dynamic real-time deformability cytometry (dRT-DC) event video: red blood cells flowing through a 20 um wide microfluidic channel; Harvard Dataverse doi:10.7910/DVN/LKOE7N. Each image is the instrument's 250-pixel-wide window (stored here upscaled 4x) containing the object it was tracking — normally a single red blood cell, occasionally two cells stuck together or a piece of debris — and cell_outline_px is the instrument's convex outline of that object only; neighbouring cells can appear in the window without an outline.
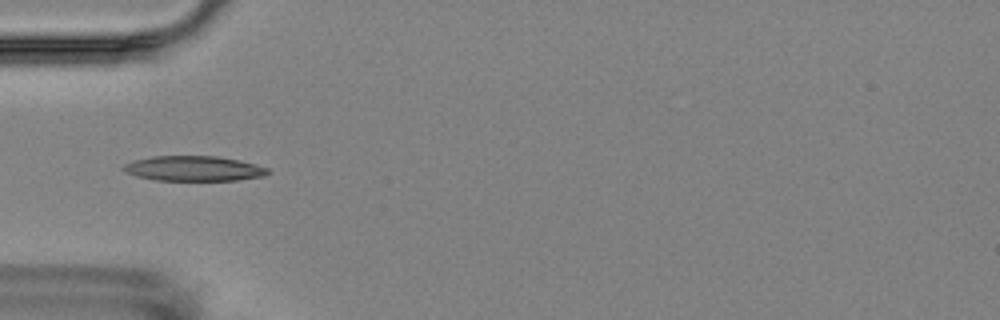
{"species": "Egyptian fruit bat (a non-hibernating species)", "species_latin": "Rousettus aegyptiacus", "temperature_condition": "room temperature", "stored_images_in_passage": 17, "camera_frame_rate_fps": 3000, "um_per_image_px": 0.085, "animal": {"sex": "female"}, "frame": {"image": 1, "passage_image": 6, "time_ms": 5.667, "image_size_px": [1000, 320], "cell_outline_px": [[272, 172], [264, 176], [236, 180], [156, 180], [136, 176], [124, 172], [120, 168], [124, 164], [132, 160], [152, 156], [216, 156], [240, 160], [256, 164], [268, 168]], "centroid_in_image_um": [16.45, 14.32], "position_along_channel_um": 68.5, "area_um2": 21.27}}
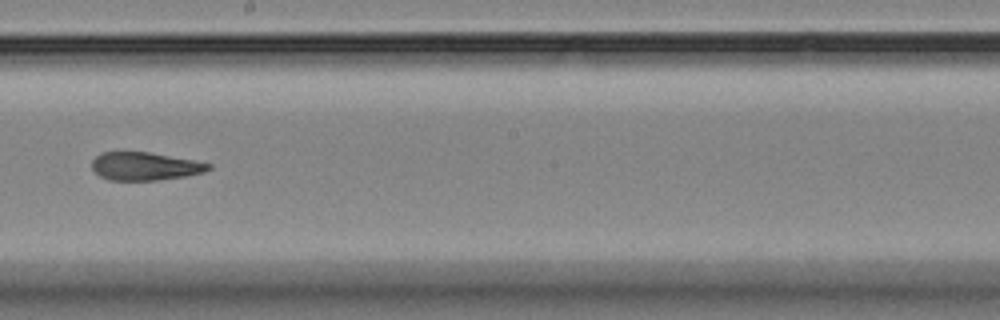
{"frame": {"image": 2, "passage_image": 10, "time_ms": 10.333, "image_size_px": [1000, 320], "cell_outline_px": [[212, 168], [204, 172], [184, 176], [160, 180], [108, 180], [100, 176], [92, 168], [92, 160], [100, 152], [148, 152], [192, 160], [212, 164]], "centroid_in_image_um": [12.3, 14.13], "position_along_channel_um": 235.9, "area_um2": 18.96}}
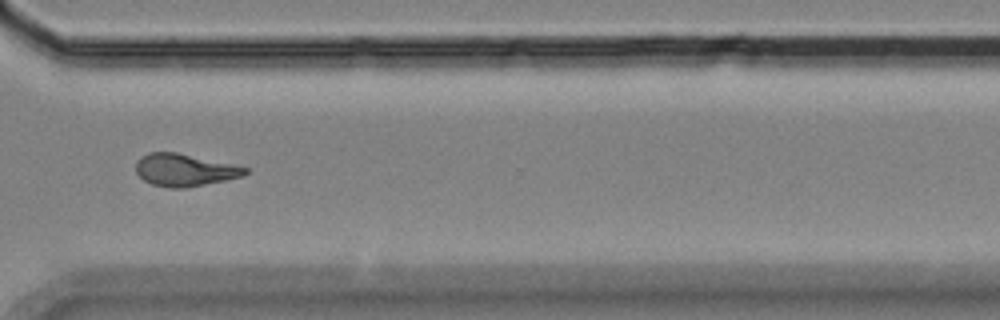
{"frame": {"image": 3, "passage_image": 13, "time_ms": 13.667, "image_size_px": [1000, 320], "cell_outline_px": [[248, 172], [244, 176], [188, 188], [168, 188], [152, 184], [144, 180], [136, 172], [136, 160], [148, 152], [176, 152], [232, 164], [248, 168]], "centroid_in_image_um": [15.68, 14.46], "position_along_channel_um": 354.9, "area_um2": 20.63}, "authors_computed_cell_mechanics": {"area_um2": 20.5768, "velocity_mm_per_s": 3.5779, "shape_relaxation_time_tau1_ms": null, "shape_relaxation_time_tau2_ms": 2.7631, "deformation_change_tau1": null, "deformation_change_tau2": 0.096}}